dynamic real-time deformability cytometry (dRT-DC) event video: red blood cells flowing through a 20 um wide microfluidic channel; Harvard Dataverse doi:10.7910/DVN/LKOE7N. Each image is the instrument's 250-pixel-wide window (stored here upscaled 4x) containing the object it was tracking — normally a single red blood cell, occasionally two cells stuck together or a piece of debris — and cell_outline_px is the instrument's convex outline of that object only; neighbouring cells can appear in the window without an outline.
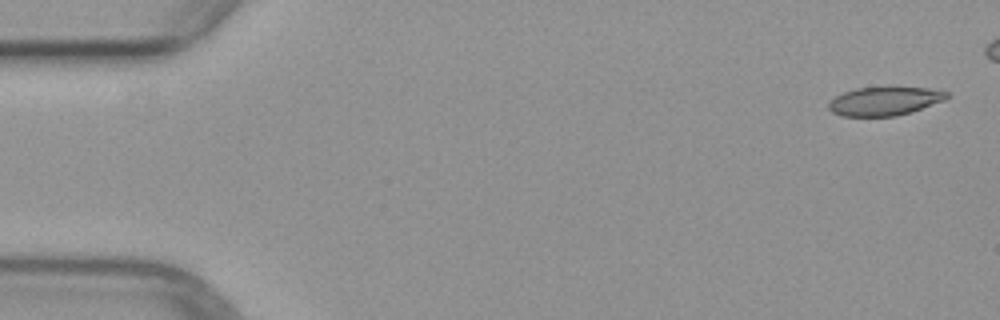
{"species": "common noctule bat (a hibernating species)", "species_latin": "Nyctalus noctula", "temperature_condition": "warm", "stored_images_in_passage": 6, "camera_frame_rate_fps": 3000, "um_per_image_px": 0.085, "animal": {"sex": "female", "body_mass_g": 29.2, "forearm_length_mm": 56.3}, "frame": {"image": 1, "passage_image": 1, "time_ms": 0.0, "image_size_px": [1000, 320], "cell_outline_px": [[948, 96], [944, 100], [912, 112], [896, 116], [840, 116], [832, 112], [828, 108], [828, 100], [844, 92], [856, 88], [928, 88], [948, 92]], "centroid_in_image_um": [75.14, 8.61], "position_along_channel_um": 9.9, "area_um2": 19.54}}
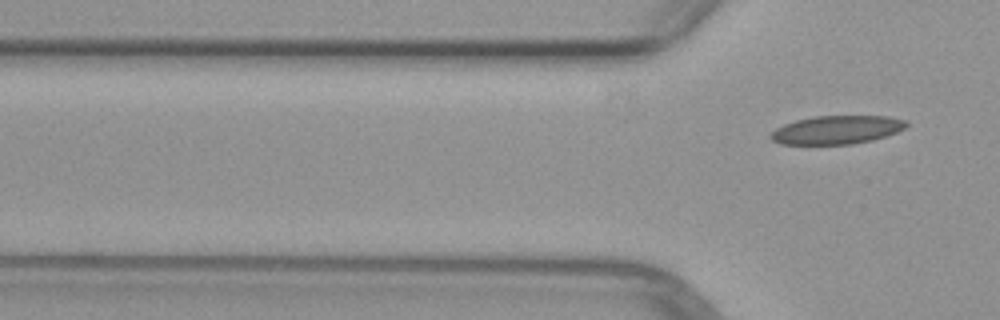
{"frame": {"image": 2, "passage_image": 6, "time_ms": 6.667, "image_size_px": [1000, 320], "cell_outline_px": [[908, 124], [904, 128], [896, 132], [872, 140], [852, 144], [780, 144], [772, 140], [768, 136], [776, 128], [784, 124], [796, 120], [812, 116], [888, 116], [908, 120]], "centroid_in_image_um": [71.11, 11.03], "position_along_channel_um": 54.7, "area_um2": 22.48}}